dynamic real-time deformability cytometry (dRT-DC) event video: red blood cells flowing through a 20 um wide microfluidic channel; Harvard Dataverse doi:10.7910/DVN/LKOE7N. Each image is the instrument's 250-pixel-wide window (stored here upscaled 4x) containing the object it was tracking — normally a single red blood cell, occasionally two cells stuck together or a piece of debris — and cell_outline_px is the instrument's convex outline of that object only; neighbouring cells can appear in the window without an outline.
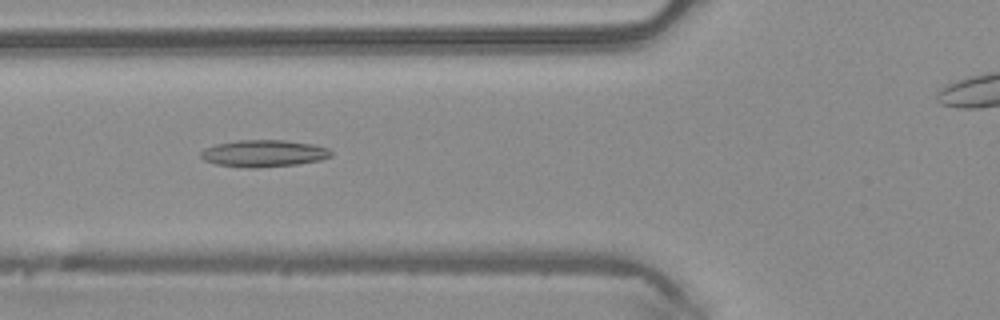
{"species": "common noctule bat (a hibernating species)", "species_latin": "Nyctalus noctula", "temperature_condition": "warm", "stored_images_in_passage": 50, "camera_frame_rate_fps": 3000, "um_per_image_px": 0.085, "animal": {"sex": "male", "body_mass_g": 20.4}, "frame": {"image": 1, "passage_image": 19, "time_ms": 6.0, "image_size_px": [1000, 320], "cell_outline_px": [[332, 156], [320, 160], [296, 164], [252, 168], [244, 168], [216, 164], [204, 160], [200, 156], [200, 152], [204, 148], [216, 144], [236, 140], [284, 140], [312, 144], [328, 148], [332, 152]], "centroid_in_image_um": [22.39, 13.03], "position_along_channel_um": 103.4, "area_um2": 20.46}}
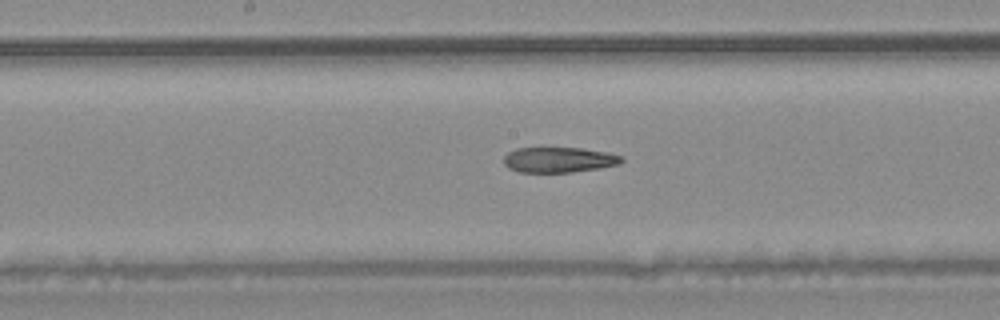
{"frame": {"image": 2, "passage_image": 26, "time_ms": 8.333, "image_size_px": [1000, 320], "cell_outline_px": [[624, 160], [620, 164], [600, 168], [572, 172], [520, 172], [508, 168], [504, 164], [504, 156], [508, 152], [516, 148], [580, 148], [608, 152], [620, 156]], "centroid_in_image_um": [47.5, 13.58], "position_along_channel_um": 200.7, "area_um2": 17.4}}
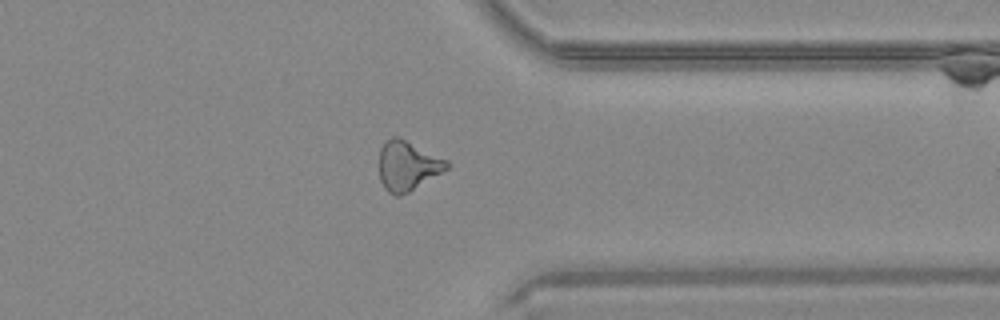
{"frame": {"image": 3, "passage_image": 39, "time_ms": 12.667, "image_size_px": [1000, 320], "cell_outline_px": [[452, 164], [448, 168], [408, 192], [400, 196], [396, 196], [388, 192], [384, 188], [380, 180], [380, 148], [384, 140], [392, 136], [400, 136], [448, 160]], "centroid_in_image_um": [34.64, 14.05], "position_along_channel_um": 376.8, "area_um2": 19.71}}